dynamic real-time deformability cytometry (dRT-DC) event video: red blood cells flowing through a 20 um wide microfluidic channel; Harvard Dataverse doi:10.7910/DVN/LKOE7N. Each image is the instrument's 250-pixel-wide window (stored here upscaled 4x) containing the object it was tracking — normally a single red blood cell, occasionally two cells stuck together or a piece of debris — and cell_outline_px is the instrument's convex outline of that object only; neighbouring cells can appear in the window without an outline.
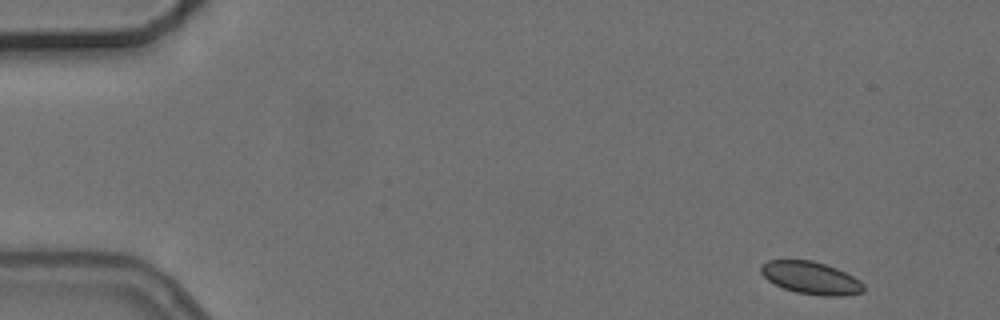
{"species": "common noctule bat (a hibernating species)", "species_latin": "Nyctalus noctula", "temperature_condition": "cold", "stored_images_in_passage": 5, "camera_frame_rate_fps": 3000, "um_per_image_px": 0.085, "animal": {"sex": "female", "body_mass_g": 24.6, "forearm_length_mm": 56.2}, "frame": {"image": 1, "passage_image": 1, "time_ms": 0.0, "image_size_px": [1000, 320], "cell_outline_px": [[864, 292], [844, 296], [824, 296], [796, 292], [784, 288], [768, 280], [760, 272], [760, 264], [768, 260], [812, 260], [836, 268], [860, 280], [864, 284]], "centroid_in_image_um": [68.93, 23.62], "position_along_channel_um": 16.1, "area_um2": 19.42}}